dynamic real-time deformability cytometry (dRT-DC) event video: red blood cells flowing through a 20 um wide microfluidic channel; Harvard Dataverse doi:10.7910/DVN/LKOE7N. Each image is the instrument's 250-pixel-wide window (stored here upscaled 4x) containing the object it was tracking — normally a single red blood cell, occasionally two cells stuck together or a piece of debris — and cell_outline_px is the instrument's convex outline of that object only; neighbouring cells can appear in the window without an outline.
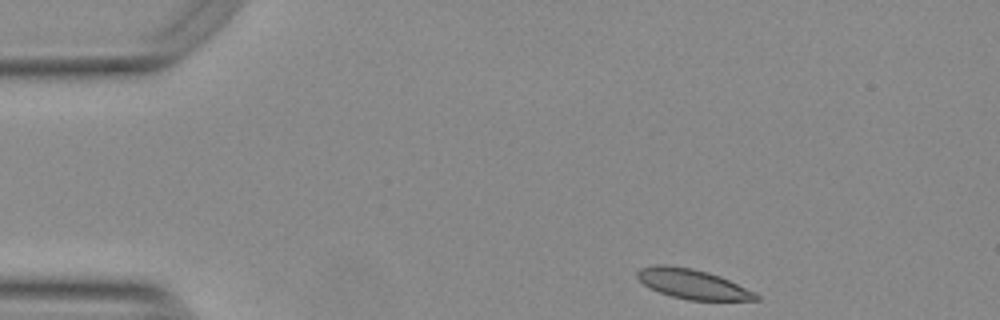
{"species": "Egyptian fruit bat (a non-hibernating species)", "species_latin": "Rousettus aegyptiacus", "temperature_condition": "warm", "stored_images_in_passage": 47, "camera_frame_rate_fps": 3000, "um_per_image_px": 0.085, "animal": {"sex": "female"}, "frame": {"image": 1, "passage_image": 1, "time_ms": 0.0, "image_size_px": [1000, 320], "cell_outline_px": [[760, 300], [688, 300], [672, 296], [660, 292], [644, 284], [636, 276], [636, 272], [640, 268], [656, 264], [664, 264], [692, 268], [708, 272], [728, 280], [760, 296]], "centroid_in_image_um": [58.82, 24.13], "position_along_channel_um": 26.2, "area_um2": 20.17}}
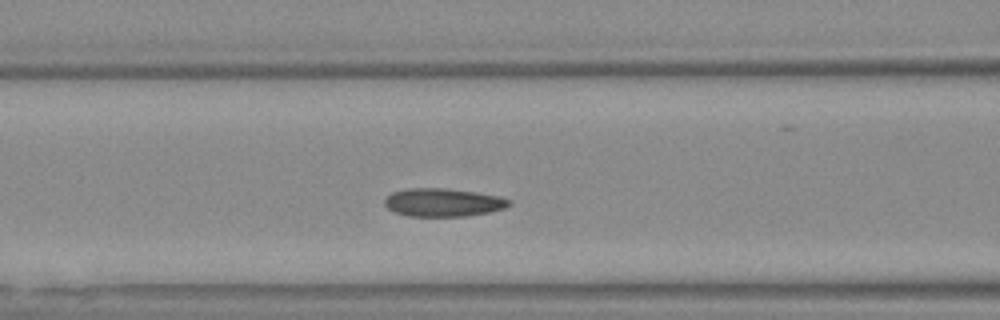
{"frame": {"image": 2, "passage_image": 15, "time_ms": 4.667, "image_size_px": [1000, 320], "cell_outline_px": [[512, 204], [504, 208], [488, 212], [468, 216], [408, 216], [396, 212], [388, 208], [384, 204], [384, 200], [392, 192], [408, 188], [444, 188], [476, 192], [500, 196], [512, 200]], "centroid_in_image_um": [37.69, 17.2], "position_along_channel_um": 128.9, "area_um2": 20.46}}
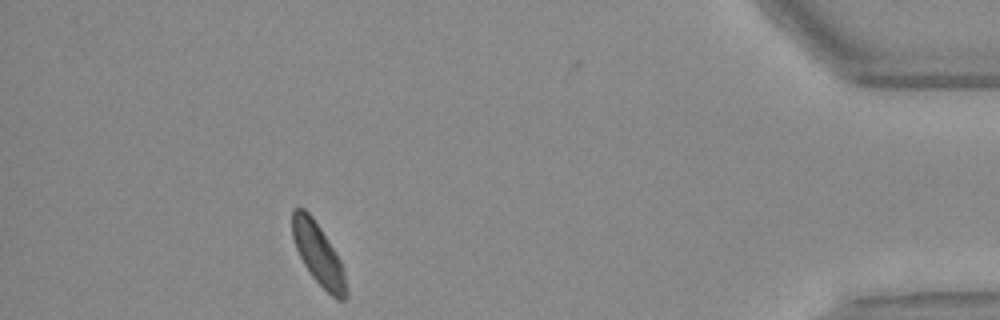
{"frame": {"image": 3, "passage_image": 42, "time_ms": 13.667, "image_size_px": [1000, 320], "cell_outline_px": [[348, 296], [344, 300], [336, 300], [312, 276], [304, 264], [296, 248], [292, 236], [292, 208], [304, 208], [312, 216], [336, 252], [344, 268], [348, 288]], "centroid_in_image_um": [27.08, 21.62], "position_along_channel_um": 408.1, "area_um2": 19.36}, "authors_computed_cell_mechanics": {"area_um2": 20.0566, "velocity_mm_per_s": 3.7158, "shape_relaxation_time_tau1_ms": 5.7182, "shape_relaxation_time_tau2_ms": 2.8626, "deformation_change_tau1": 0.1029, "deformation_change_tau2": 0.0677}}